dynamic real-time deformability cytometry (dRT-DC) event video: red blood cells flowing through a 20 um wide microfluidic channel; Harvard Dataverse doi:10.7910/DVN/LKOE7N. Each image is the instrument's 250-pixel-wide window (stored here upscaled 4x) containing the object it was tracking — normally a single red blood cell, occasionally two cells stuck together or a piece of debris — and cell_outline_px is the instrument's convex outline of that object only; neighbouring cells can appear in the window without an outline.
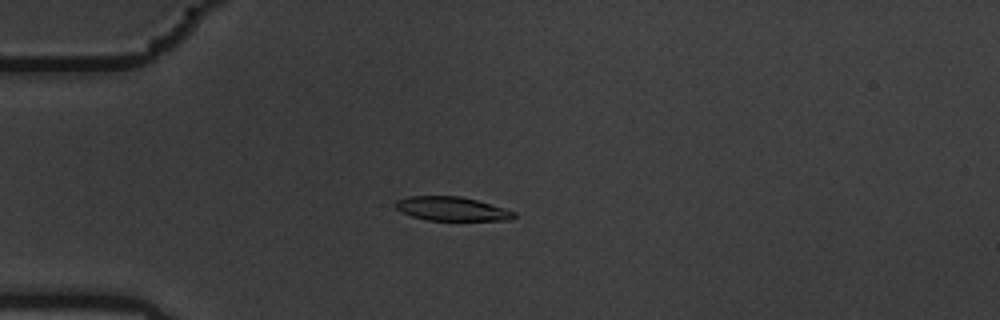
{"species": "common noctule bat (a hibernating species)", "species_latin": "Nyctalus noctula", "temperature_condition": "warm", "stored_images_in_passage": 55, "camera_frame_rate_fps": 3000, "um_per_image_px": 0.085, "animal": {"sex": "male", "body_mass_g": 19.5, "forearm_length_mm": 54.6}, "frame": {"image": 1, "passage_image": 13, "time_ms": 4.0, "image_size_px": [1000, 320], "cell_outline_px": [[516, 216], [512, 220], [428, 220], [412, 216], [400, 212], [392, 204], [396, 200], [408, 196], [460, 196], [476, 200], [504, 208], [516, 212]], "centroid_in_image_um": [38.37, 17.74], "position_along_channel_um": 46.6, "area_um2": 16.59}}
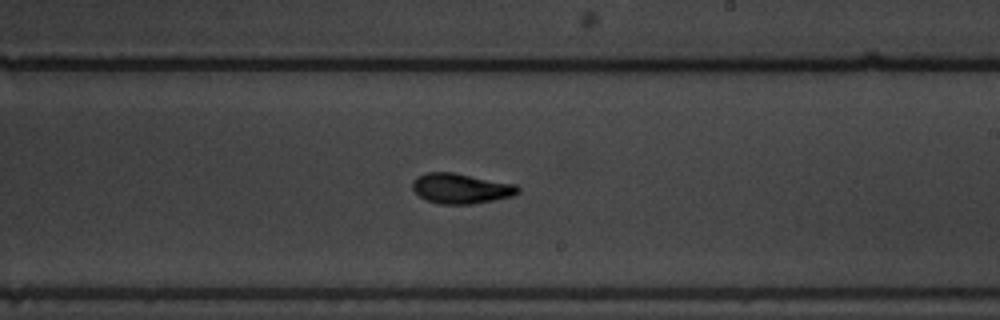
{"frame": {"image": 2, "passage_image": 32, "time_ms": 10.333, "image_size_px": [1000, 320], "cell_outline_px": [[520, 192], [512, 196], [472, 204], [440, 204], [428, 200], [420, 196], [412, 188], [412, 180], [416, 176], [424, 172], [452, 172], [516, 184], [520, 188]], "centroid_in_image_um": [39.16, 16.0], "position_along_channel_um": 249.8, "area_um2": 18.55}}
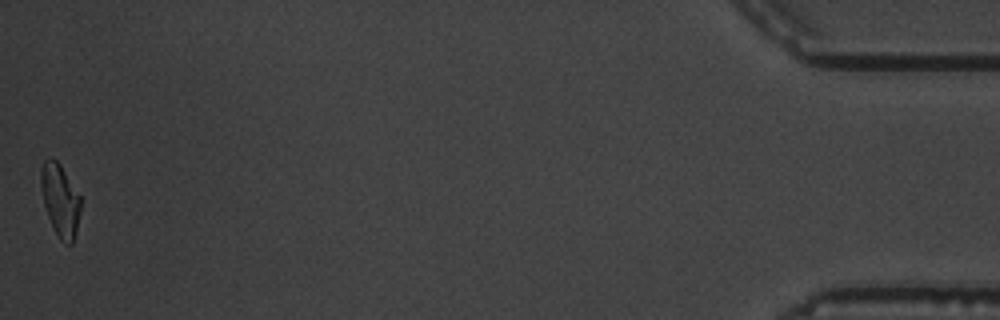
{"frame": {"image": 3, "passage_image": 55, "time_ms": 18.0, "image_size_px": [1000, 320], "cell_outline_px": [[80, 212], [76, 232], [72, 244], [64, 244], [60, 240], [48, 216], [44, 204], [40, 188], [40, 168], [44, 160], [52, 156], [60, 164], [80, 196]], "centroid_in_image_um": [5.1, 16.98], "position_along_channel_um": 430.1, "area_um2": 16.76}, "authors_computed_cell_mechanics": {"area_um2": 17.5712, "velocity_mm_per_s": 3.5307, "shape_relaxation_time_tau1_ms": 3.8248, "shape_relaxation_time_tau2_ms": 2.2358, "deformation_change_tau1": 0.1685, "deformation_change_tau2": 0.0727}}